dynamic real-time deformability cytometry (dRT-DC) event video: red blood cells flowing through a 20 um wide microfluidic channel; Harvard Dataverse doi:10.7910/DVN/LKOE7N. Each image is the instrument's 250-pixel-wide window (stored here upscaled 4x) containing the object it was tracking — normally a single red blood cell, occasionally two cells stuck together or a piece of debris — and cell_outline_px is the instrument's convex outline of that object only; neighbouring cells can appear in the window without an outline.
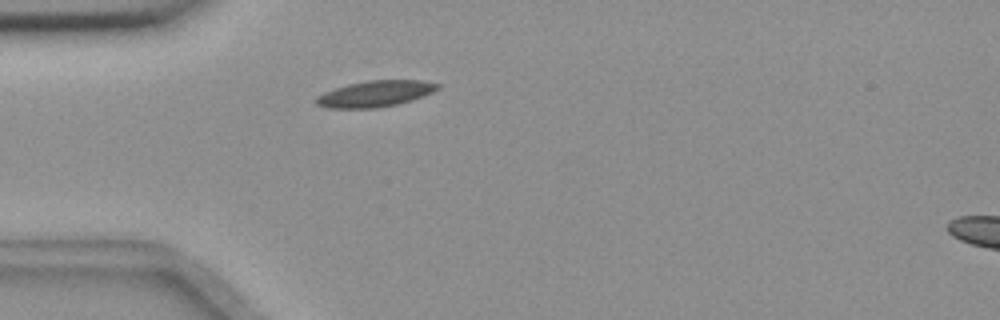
{"species": "common noctule bat (a hibernating species)", "species_latin": "Nyctalus noctula", "temperature_condition": "room temperature", "stored_images_in_passage": 41, "camera_frame_rate_fps": 3000, "um_per_image_px": 0.085, "animal": {"sex": "female", "body_mass_g": 18.4}, "frame": {"image": 1, "passage_image": 1, "time_ms": 0.0, "image_size_px": [1000, 320], "cell_outline_px": [[440, 88], [432, 92], [412, 100], [396, 104], [376, 108], [328, 108], [316, 104], [316, 96], [324, 92], [348, 84], [368, 80], [420, 80], [440, 84]], "centroid_in_image_um": [31.89, 7.96], "position_along_channel_um": 53.1, "area_um2": 18.38}}
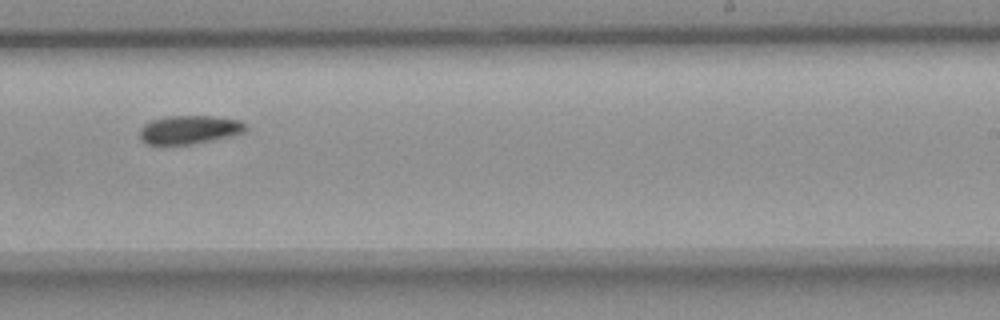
{"frame": {"image": 2, "passage_image": 20, "time_ms": 6.333, "image_size_px": [1000, 320], "cell_outline_px": [[248, 128], [244, 132], [212, 140], [192, 144], [148, 144], [140, 140], [140, 128], [144, 124], [152, 120], [164, 116], [216, 116], [240, 120], [248, 124]], "centroid_in_image_um": [16.11, 11.01], "position_along_channel_um": 272.9, "area_um2": 17.69}}
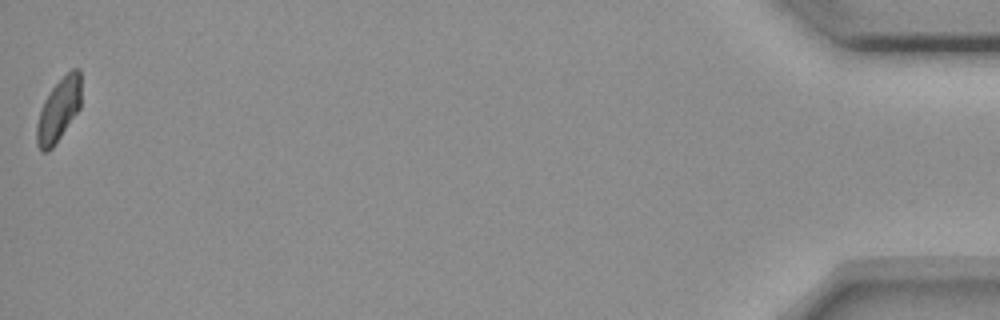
{"frame": {"image": 3, "passage_image": 41, "time_ms": 13.333, "image_size_px": [1000, 320], "cell_outline_px": [[80, 108], [52, 148], [48, 152], [40, 152], [36, 144], [36, 124], [40, 108], [44, 100], [52, 88], [72, 68], [80, 68]], "centroid_in_image_um": [4.95, 9.37], "position_along_channel_um": 430.2, "area_um2": 16.3}}